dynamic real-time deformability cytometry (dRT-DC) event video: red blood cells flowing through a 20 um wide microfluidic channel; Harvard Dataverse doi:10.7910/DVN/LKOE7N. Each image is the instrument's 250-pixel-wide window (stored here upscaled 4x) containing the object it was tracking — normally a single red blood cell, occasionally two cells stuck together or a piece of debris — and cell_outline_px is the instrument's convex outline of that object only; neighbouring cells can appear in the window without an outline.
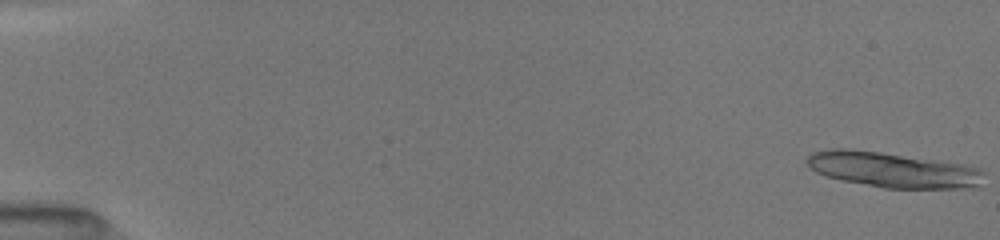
{"species": "common noctule bat (a hibernating species)", "species_latin": "Nyctalus noctula", "temperature_condition": "room temperature", "stored_images_in_passage": 17, "camera_frame_rate_fps": 3000, "um_per_image_px": 0.085, "animal": {"sex": "female", "body_mass_g": 19.5, "forearm_length_mm": 54.1}, "frame": {"image": 1, "passage_image": 1, "time_ms": 0.0, "image_size_px": [1000, 240], "cell_outline_px": [[980, 172], [976, 184], [956, 188], [884, 188], [840, 180], [816, 172], [808, 164], [808, 156], [816, 152], [876, 152], [956, 164], [976, 168]], "centroid_in_image_um": [75.83, 14.49], "position_along_channel_um": 9.2, "area_um2": 33.52}}
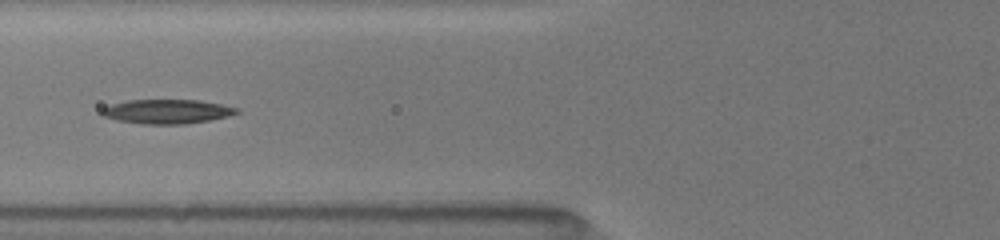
{"frame": {"image": 2, "passage_image": 14, "time_ms": 7.0, "image_size_px": [1000, 240], "cell_outline_px": [[240, 112], [228, 116], [208, 120], [184, 124], [144, 124], [120, 120], [104, 116], [100, 112], [104, 108], [112, 104], [128, 100], [200, 100], [240, 108]], "centroid_in_image_um": [14.24, 9.47], "position_along_channel_um": 111.6, "area_um2": 18.84}}
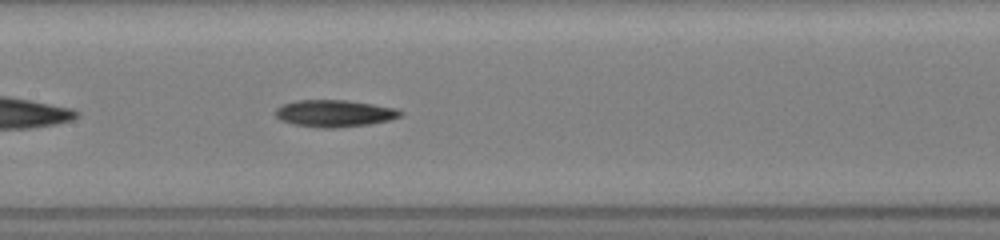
{"frame": {"image": 3, "passage_image": 17, "time_ms": 8.667, "image_size_px": [1000, 240], "cell_outline_px": [[404, 112], [400, 116], [388, 120], [368, 124], [332, 128], [324, 128], [296, 124], [280, 120], [276, 116], [276, 108], [284, 104], [296, 100], [344, 100], [372, 104], [396, 108]], "centroid_in_image_um": [28.43, 9.63], "position_along_channel_um": 179.0, "area_um2": 19.31}}